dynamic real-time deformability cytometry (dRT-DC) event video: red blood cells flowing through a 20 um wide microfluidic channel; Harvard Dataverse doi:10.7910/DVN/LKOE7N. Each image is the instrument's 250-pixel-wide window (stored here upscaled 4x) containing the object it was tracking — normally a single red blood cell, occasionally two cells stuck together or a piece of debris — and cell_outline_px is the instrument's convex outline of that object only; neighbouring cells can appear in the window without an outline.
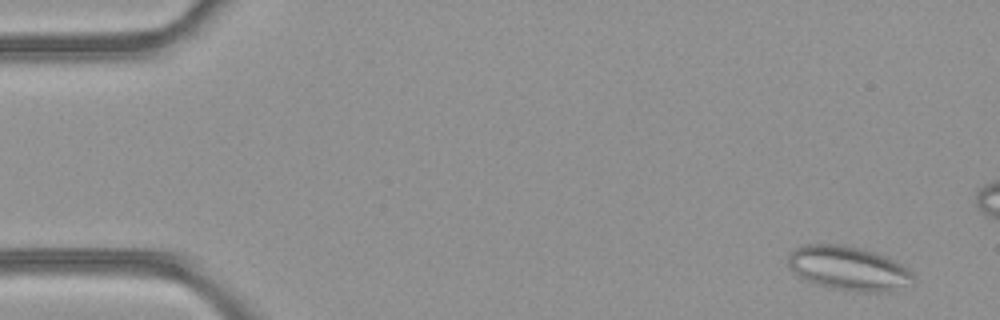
{"species": "common noctule bat (a hibernating species)", "species_latin": "Nyctalus noctula", "temperature_condition": "room temperature", "stored_images_in_passage": 5, "camera_frame_rate_fps": 3000, "um_per_image_px": 0.085, "animal": {"sex": "female", "body_mass_g": 21.9}, "frame": {"image": 1, "passage_image": 1, "time_ms": 0.0, "image_size_px": [1000, 320], "cell_outline_px": [[916, 280], [912, 284], [888, 292], [860, 292], [832, 288], [816, 284], [792, 272], [788, 268], [788, 252], [804, 244], [836, 244], [860, 248], [884, 256], [900, 264], [916, 276]], "centroid_in_image_um": [72.11, 22.82], "position_along_channel_um": 12.9, "area_um2": 32.19}}